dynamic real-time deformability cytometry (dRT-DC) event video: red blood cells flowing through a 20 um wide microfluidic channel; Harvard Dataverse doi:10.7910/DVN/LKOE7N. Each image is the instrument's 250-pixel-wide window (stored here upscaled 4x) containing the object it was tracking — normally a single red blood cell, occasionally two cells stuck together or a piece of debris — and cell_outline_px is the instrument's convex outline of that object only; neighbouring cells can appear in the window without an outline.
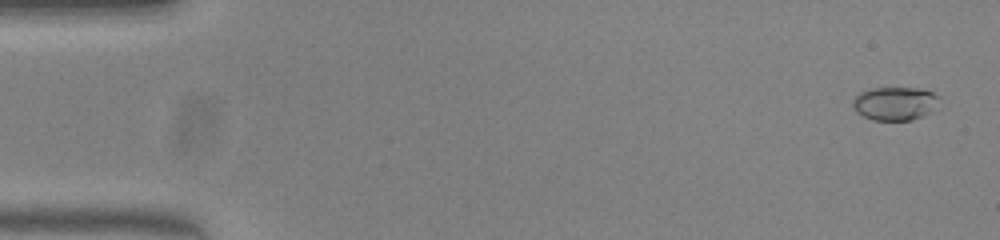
{"species": "common noctule bat (a hibernating species)", "species_latin": "Nyctalus noctula", "temperature_condition": "warm", "stored_images_in_passage": 13, "camera_frame_rate_fps": 3000, "um_per_image_px": 0.085, "animal": {"sex": "female", "body_mass_g": 23.0, "forearm_length_mm": 53.4}, "frame": {"image": 1, "passage_image": 2, "time_ms": 0.333, "image_size_px": [1000, 240], "cell_outline_px": [[940, 96], [928, 112], [924, 116], [912, 120], [876, 120], [864, 116], [856, 112], [852, 104], [852, 100], [860, 92], [872, 88], [916, 88], [932, 92]], "centroid_in_image_um": [76.02, 8.79], "position_along_channel_um": 9.0, "area_um2": 16.53}}